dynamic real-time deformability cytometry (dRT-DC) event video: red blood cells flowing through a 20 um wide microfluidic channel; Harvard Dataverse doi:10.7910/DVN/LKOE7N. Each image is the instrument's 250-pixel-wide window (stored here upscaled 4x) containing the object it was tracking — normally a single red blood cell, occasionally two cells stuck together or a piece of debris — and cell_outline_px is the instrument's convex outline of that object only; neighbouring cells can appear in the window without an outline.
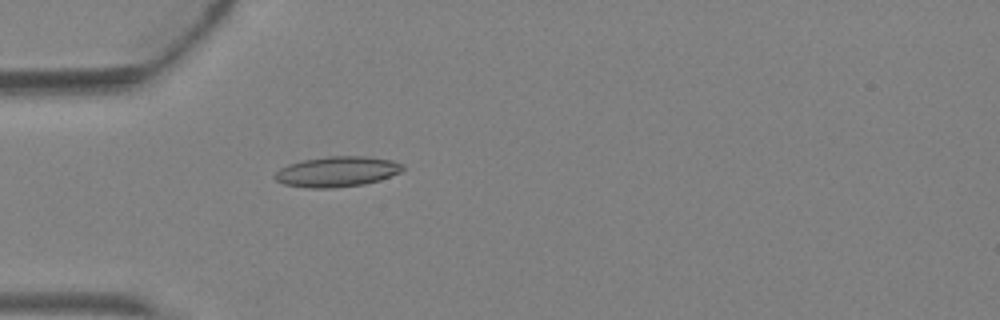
{"species": "Egyptian fruit bat (a non-hibernating species)", "species_latin": "Rousettus aegyptiacus", "temperature_condition": "warm", "stored_images_in_passage": 3, "camera_frame_rate_fps": 3000, "um_per_image_px": 0.085, "animal": {"sex": "female"}, "frame": {"image": 1, "passage_image": 3, "time_ms": 0.667, "image_size_px": [1000, 320], "cell_outline_px": [[404, 168], [400, 172], [380, 180], [364, 184], [332, 188], [312, 188], [284, 184], [276, 180], [272, 176], [280, 168], [288, 164], [304, 160], [328, 156], [364, 156], [392, 160], [404, 164]], "centroid_in_image_um": [28.65, 14.58], "position_along_channel_um": 56.4, "area_um2": 22.6}}